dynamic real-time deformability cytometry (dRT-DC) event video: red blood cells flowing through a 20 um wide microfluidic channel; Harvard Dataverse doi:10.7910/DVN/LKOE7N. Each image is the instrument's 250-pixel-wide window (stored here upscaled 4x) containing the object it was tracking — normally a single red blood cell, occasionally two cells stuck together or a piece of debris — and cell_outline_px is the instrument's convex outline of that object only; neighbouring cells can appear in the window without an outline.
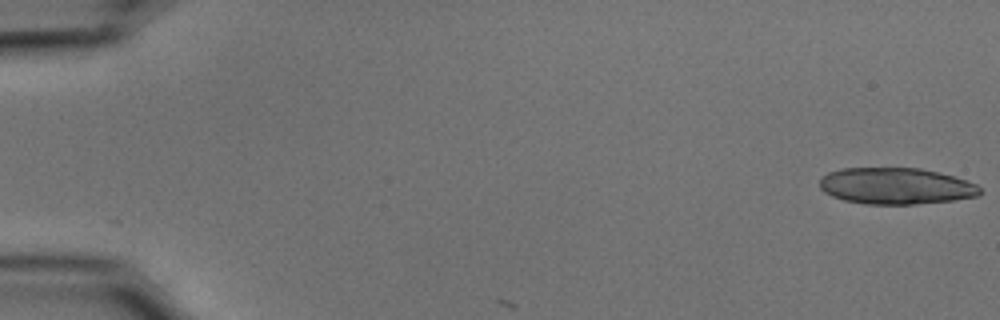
{"species": "common noctule bat (a hibernating species)", "species_latin": "Nyctalus noctula", "temperature_condition": "cold", "stored_images_in_passage": 6, "camera_frame_rate_fps": 3000, "um_per_image_px": 0.085, "animal": {"sex": "male", "body_mass_g": 15.6}, "frame": {"image": 1, "passage_image": 1, "time_ms": 0.0, "image_size_px": [1000, 320], "cell_outline_px": [[980, 192], [976, 196], [952, 200], [916, 204], [864, 204], [844, 200], [832, 196], [824, 192], [820, 188], [820, 176], [828, 172], [840, 168], [920, 168], [952, 176], [976, 184], [980, 188]], "centroid_in_image_um": [76.08, 15.81], "position_along_channel_um": 8.9, "area_um2": 33.93}}